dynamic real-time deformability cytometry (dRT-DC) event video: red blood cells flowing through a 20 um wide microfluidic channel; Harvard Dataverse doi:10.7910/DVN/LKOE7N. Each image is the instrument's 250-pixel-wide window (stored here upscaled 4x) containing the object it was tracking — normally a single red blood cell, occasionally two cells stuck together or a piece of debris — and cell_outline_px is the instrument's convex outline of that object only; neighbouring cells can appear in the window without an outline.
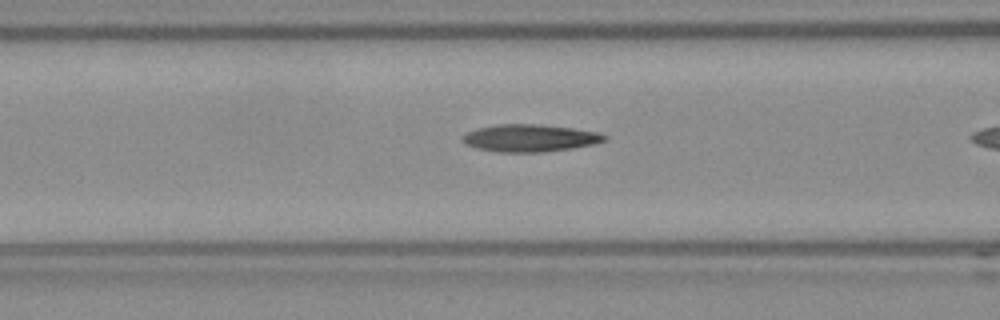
{"species": "Egyptian fruit bat (a non-hibernating species)", "species_latin": "Rousettus aegyptiacus", "temperature_condition": "room temperature", "stored_images_in_passage": 9, "camera_frame_rate_fps": 3000, "um_per_image_px": 0.085, "frame": {"image": 1, "passage_image": 8, "time_ms": 2.333, "image_size_px": [1000, 320], "cell_outline_px": [[608, 136], [604, 140], [592, 144], [572, 148], [544, 152], [496, 152], [476, 148], [464, 144], [460, 136], [468, 132], [480, 128], [496, 124], [540, 124], [572, 128], [596, 132]], "centroid_in_image_um": [44.98, 11.74], "position_along_channel_um": 121.6, "area_um2": 22.54}}